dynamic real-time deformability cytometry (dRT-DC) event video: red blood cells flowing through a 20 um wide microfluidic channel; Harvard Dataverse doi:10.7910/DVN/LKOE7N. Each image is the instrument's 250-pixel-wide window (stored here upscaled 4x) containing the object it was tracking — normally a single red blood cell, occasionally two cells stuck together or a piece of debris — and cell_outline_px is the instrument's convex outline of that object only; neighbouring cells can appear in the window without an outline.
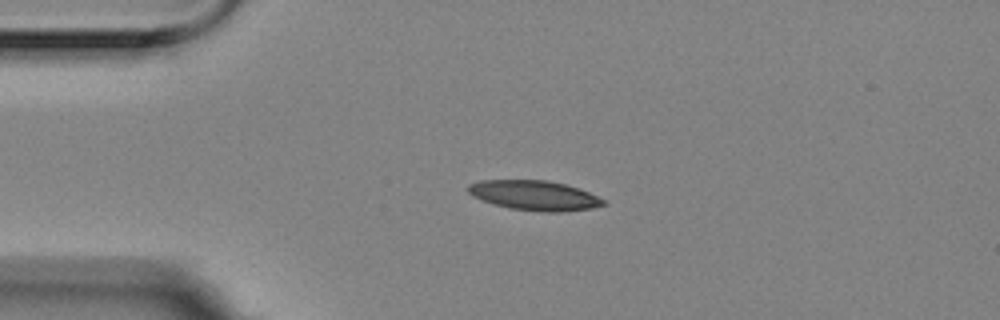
{"species": "Egyptian fruit bat (a non-hibernating species)", "species_latin": "Rousettus aegyptiacus", "temperature_condition": "room temperature", "stored_images_in_passage": 1, "camera_frame_rate_fps": 3000, "um_per_image_px": 0.085, "animal": {"sex": "female"}, "frame": {"image": 1, "passage_image": 1, "time_ms": 0.0, "image_size_px": [1000, 320], "cell_outline_px": [[608, 204], [592, 208], [560, 212], [544, 212], [508, 208], [492, 204], [472, 196], [468, 192], [468, 184], [480, 180], [548, 180], [580, 188], [604, 200]], "centroid_in_image_um": [45.41, 16.61], "position_along_channel_um": 39.6, "area_um2": 23.58}}